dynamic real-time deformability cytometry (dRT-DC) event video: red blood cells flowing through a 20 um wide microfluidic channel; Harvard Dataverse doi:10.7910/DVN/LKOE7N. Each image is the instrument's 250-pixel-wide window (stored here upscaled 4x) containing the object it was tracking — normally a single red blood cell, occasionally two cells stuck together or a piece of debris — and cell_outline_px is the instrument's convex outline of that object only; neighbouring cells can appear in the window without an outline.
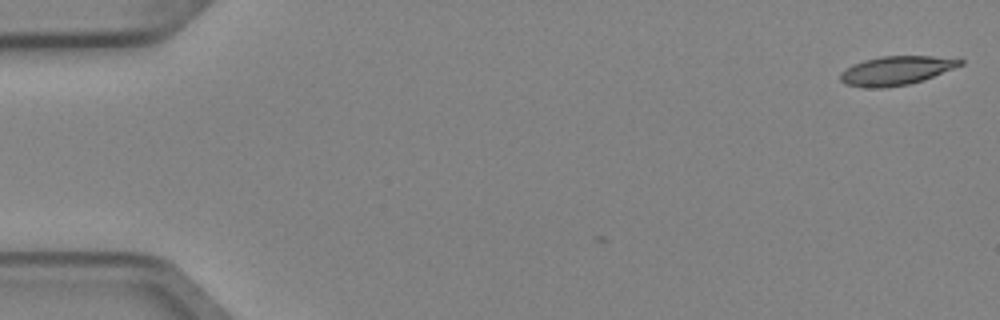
{"species": "Egyptian fruit bat (a non-hibernating species)", "species_latin": "Rousettus aegyptiacus", "temperature_condition": "cold", "stored_images_in_passage": 3, "camera_frame_rate_fps": 3000, "um_per_image_px": 0.085, "animal": {"sex": "female"}, "frame": {"image": 1, "passage_image": 1, "time_ms": 0.0, "image_size_px": [1000, 320], "cell_outline_px": [[964, 64], [924, 80], [908, 84], [880, 88], [872, 88], [844, 84], [840, 80], [840, 72], [844, 68], [852, 64], [864, 60], [880, 56], [960, 56], [964, 60]], "centroid_in_image_um": [76.23, 5.97], "position_along_channel_um": 8.8, "area_um2": 20.58}}